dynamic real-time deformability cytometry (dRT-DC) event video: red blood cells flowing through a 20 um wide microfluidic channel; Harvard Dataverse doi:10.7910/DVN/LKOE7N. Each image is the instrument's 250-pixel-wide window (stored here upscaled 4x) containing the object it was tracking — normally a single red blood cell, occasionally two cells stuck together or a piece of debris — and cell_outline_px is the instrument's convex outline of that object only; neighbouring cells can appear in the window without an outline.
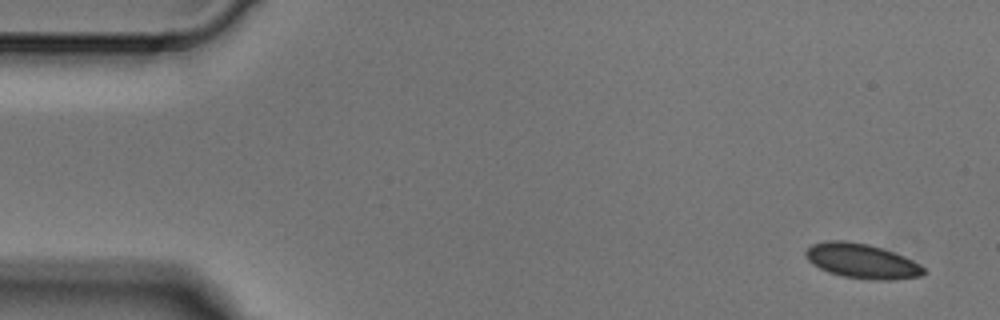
{"species": "Egyptian fruit bat (a non-hibernating species)", "species_latin": "Rousettus aegyptiacus", "temperature_condition": "cold", "stored_images_in_passage": 4, "camera_frame_rate_fps": 3000, "um_per_image_px": 0.085, "animal": {"sex": "male"}, "frame": {"image": 1, "passage_image": 1, "time_ms": 0.0, "image_size_px": [1000, 320], "cell_outline_px": [[928, 272], [924, 276], [892, 280], [876, 280], [844, 276], [828, 272], [812, 264], [804, 256], [804, 252], [812, 244], [824, 240], [844, 240], [868, 244], [904, 256], [920, 264]], "centroid_in_image_um": [73.26, 22.19], "position_along_channel_um": 11.7, "area_um2": 23.99}}